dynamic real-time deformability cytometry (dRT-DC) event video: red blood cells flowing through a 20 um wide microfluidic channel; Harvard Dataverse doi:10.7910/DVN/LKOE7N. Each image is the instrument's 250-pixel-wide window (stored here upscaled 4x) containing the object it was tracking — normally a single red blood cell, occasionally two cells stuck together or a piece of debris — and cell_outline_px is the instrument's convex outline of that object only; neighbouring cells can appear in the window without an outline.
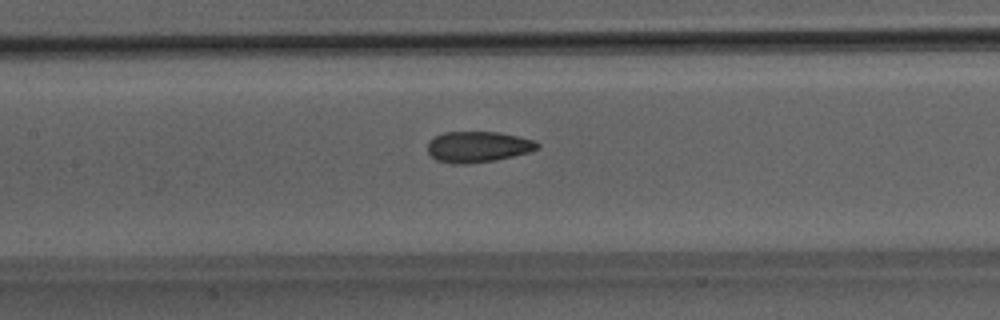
{"species": "Egyptian fruit bat (a non-hibernating species)", "species_latin": "Rousettus aegyptiacus", "temperature_condition": "room temperature", "stored_images_in_passage": 50, "camera_frame_rate_fps": 3000, "um_per_image_px": 0.085, "animal": {"sex": "male"}, "frame": {"image": 1, "passage_image": 24, "time_ms": 7.667, "image_size_px": [1000, 320], "cell_outline_px": [[540, 148], [528, 152], [496, 160], [464, 164], [452, 164], [436, 160], [428, 152], [428, 140], [444, 132], [496, 132], [536, 140], [540, 144]], "centroid_in_image_um": [40.62, 12.48], "position_along_channel_um": 166.8, "area_um2": 19.77}}
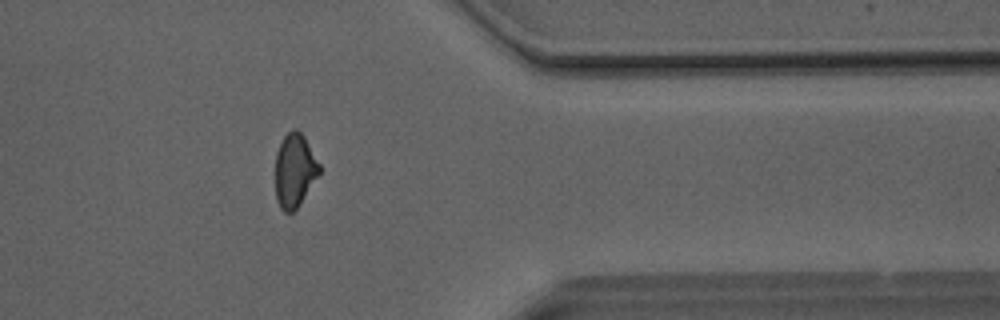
{"frame": {"image": 2, "passage_image": 41, "time_ms": 13.333, "image_size_px": [1000, 320], "cell_outline_px": [[320, 172], [300, 204], [292, 212], [284, 212], [280, 208], [276, 200], [276, 152], [284, 136], [292, 128], [296, 128], [304, 136], [320, 164]], "centroid_in_image_um": [25.04, 14.48], "position_along_channel_um": 386.4, "area_um2": 18.79}}
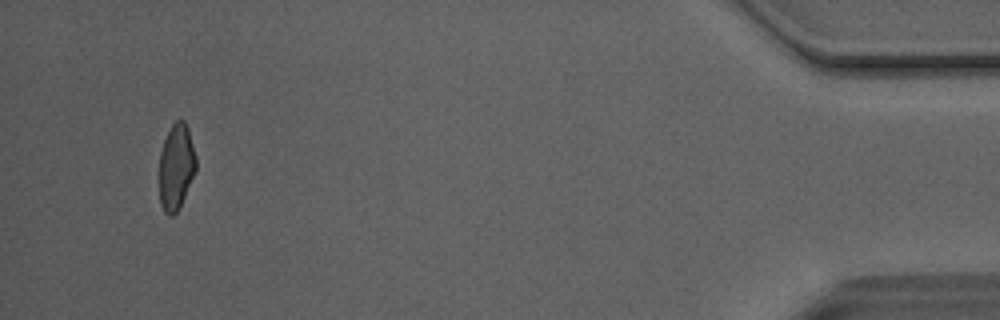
{"frame": {"image": 3, "passage_image": 48, "time_ms": 15.667, "image_size_px": [1000, 320], "cell_outline_px": [[196, 172], [176, 212], [172, 216], [168, 216], [164, 212], [160, 204], [160, 152], [164, 140], [172, 124], [176, 120], [184, 120], [188, 128], [196, 156]], "centroid_in_image_um": [14.98, 14.17], "position_along_channel_um": 420.2, "area_um2": 18.26}, "authors_computed_cell_mechanics": {"area_um2": 19.8832, "velocity_mm_per_s": 4.1318, "shape_relaxation_time_tau1_ms": 5.9352, "shape_relaxation_time_tau2_ms": 2.0754, "deformation_change_tau1": 0.1514, "deformation_change_tau2": 0.0797}}